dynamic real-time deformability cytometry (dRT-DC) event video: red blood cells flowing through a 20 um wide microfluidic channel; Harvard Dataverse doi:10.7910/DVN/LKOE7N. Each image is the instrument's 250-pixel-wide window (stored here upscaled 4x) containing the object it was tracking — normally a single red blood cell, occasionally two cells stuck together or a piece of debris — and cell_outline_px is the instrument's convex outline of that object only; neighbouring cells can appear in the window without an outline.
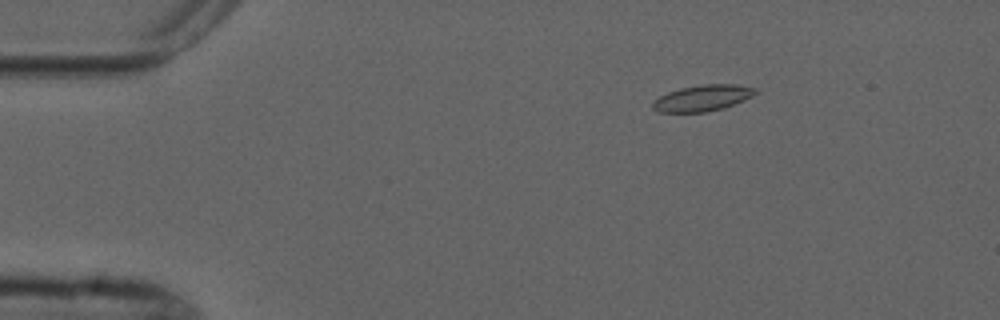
{"species": "common noctule bat (a hibernating species)", "species_latin": "Nyctalus noctula", "temperature_condition": "cold", "stored_images_in_passage": 4, "camera_frame_rate_fps": 3000, "um_per_image_px": 0.085, "animal": {"sex": "male", "forearm_length_mm": 52.5}, "frame": {"image": 1, "passage_image": 2, "time_ms": 1.0, "image_size_px": [1000, 320], "cell_outline_px": [[756, 92], [752, 96], [744, 100], [724, 108], [708, 112], [660, 112], [652, 108], [652, 104], [660, 96], [668, 92], [680, 88], [704, 84], [736, 84], [756, 88]], "centroid_in_image_um": [59.73, 8.33], "position_along_channel_um": 25.3, "area_um2": 15.55}}